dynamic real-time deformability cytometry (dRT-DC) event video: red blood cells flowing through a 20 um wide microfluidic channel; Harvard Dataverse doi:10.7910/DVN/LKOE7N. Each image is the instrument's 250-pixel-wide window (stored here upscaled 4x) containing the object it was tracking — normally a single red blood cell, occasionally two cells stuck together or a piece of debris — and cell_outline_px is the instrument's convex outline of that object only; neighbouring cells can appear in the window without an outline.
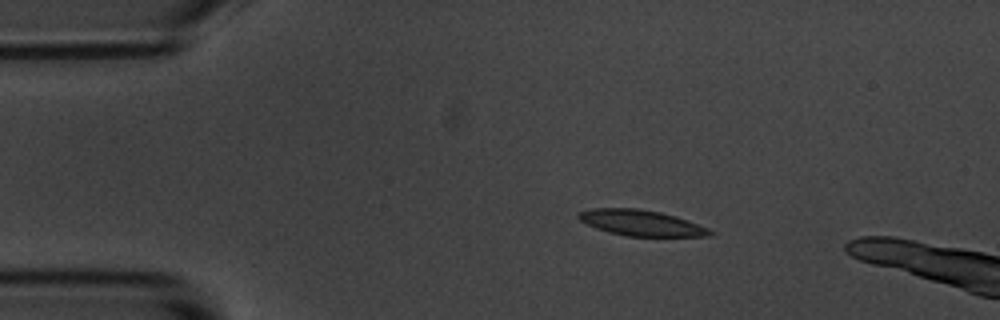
{"species": "common noctule bat (a hibernating species)", "species_latin": "Nyctalus noctula", "temperature_condition": "room temperature", "stored_images_in_passage": 4, "camera_frame_rate_fps": 3000, "um_per_image_px": 0.085, "animal": {"sex": "male", "body_mass_g": 20.1, "forearm_length_mm": 53.5}, "frame": {"image": 1, "passage_image": 2, "time_ms": 0.333, "image_size_px": [1000, 320], "cell_outline_px": [[716, 232], [712, 236], [628, 236], [608, 232], [596, 228], [580, 220], [576, 216], [580, 212], [592, 208], [640, 208], [660, 212], [676, 216], [688, 220], [708, 228]], "centroid_in_image_um": [54.53, 18.94], "position_along_channel_um": 30.5, "area_um2": 19.77}}